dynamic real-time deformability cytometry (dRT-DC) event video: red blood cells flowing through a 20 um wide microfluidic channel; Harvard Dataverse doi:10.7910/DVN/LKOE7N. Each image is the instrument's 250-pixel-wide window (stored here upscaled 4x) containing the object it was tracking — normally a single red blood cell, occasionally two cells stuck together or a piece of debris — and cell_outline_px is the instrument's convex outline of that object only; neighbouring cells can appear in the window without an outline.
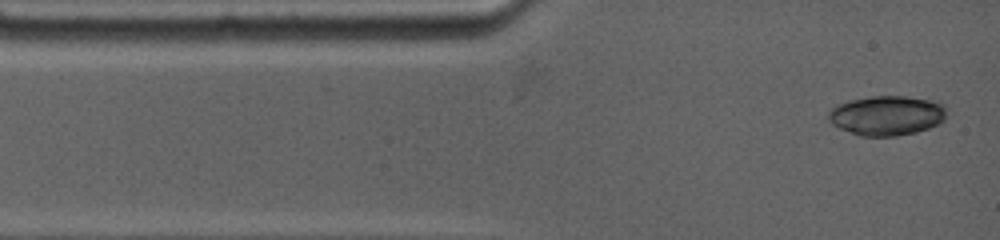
{"species": "common noctule bat (a hibernating species)", "species_latin": "Nyctalus noctula", "temperature_condition": "warm", "stored_images_in_passage": 58, "camera_frame_rate_fps": 4500, "um_per_image_px": 0.085, "animal": {"sex": "female", "body_mass_g": 19.0, "forearm_length_mm": 53.3}, "frame": {"image": 1, "passage_image": 1, "time_ms": 0.0, "image_size_px": [1000, 240], "cell_outline_px": [[944, 120], [928, 128], [916, 132], [896, 136], [860, 136], [840, 128], [832, 124], [828, 120], [828, 112], [832, 108], [848, 100], [872, 96], [908, 96], [940, 100], [944, 104]], "centroid_in_image_um": [75.39, 9.8], "position_along_channel_um": 9.6, "area_um2": 27.46}}
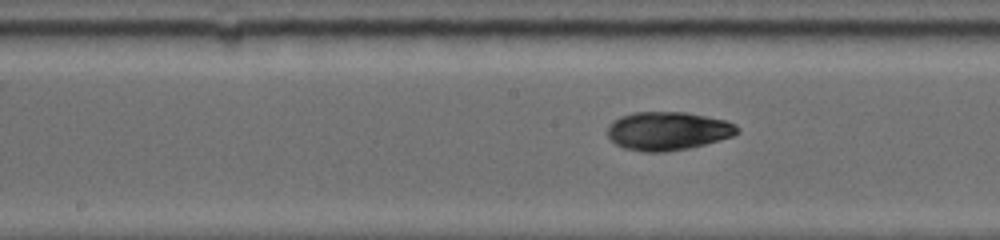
{"frame": {"image": 2, "passage_image": 25, "time_ms": 5.778, "image_size_px": [1000, 240], "cell_outline_px": [[740, 132], [732, 136], [720, 140], [688, 148], [664, 152], [644, 152], [624, 148], [616, 144], [608, 136], [608, 124], [612, 120], [620, 116], [632, 112], [684, 112], [724, 120], [736, 124], [740, 128]], "centroid_in_image_um": [56.75, 11.13], "position_along_channel_um": 191.5, "area_um2": 29.13}}
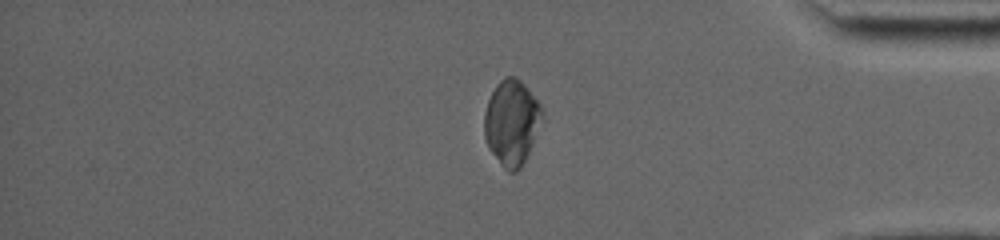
{"frame": {"image": 3, "passage_image": 50, "time_ms": 11.778, "image_size_px": [1000, 240], "cell_outline_px": [[544, 116], [532, 144], [520, 168], [516, 172], [508, 172], [500, 164], [488, 148], [484, 136], [484, 112], [488, 100], [496, 84], [504, 76], [516, 76], [524, 84], [540, 104], [544, 112]], "centroid_in_image_um": [43.48, 10.39], "position_along_channel_um": 391.7, "area_um2": 28.78}, "authors_computed_cell_mechanics": {"area_um2": 28.5243, "velocity_mm_per_s": 3.7627, "shape_relaxation_time_tau1_ms": 7.7933, "shape_relaxation_time_tau2_ms": 2.0918, "deformation_change_tau1": 0.2186, "deformation_change_tau2": 0.0459}}